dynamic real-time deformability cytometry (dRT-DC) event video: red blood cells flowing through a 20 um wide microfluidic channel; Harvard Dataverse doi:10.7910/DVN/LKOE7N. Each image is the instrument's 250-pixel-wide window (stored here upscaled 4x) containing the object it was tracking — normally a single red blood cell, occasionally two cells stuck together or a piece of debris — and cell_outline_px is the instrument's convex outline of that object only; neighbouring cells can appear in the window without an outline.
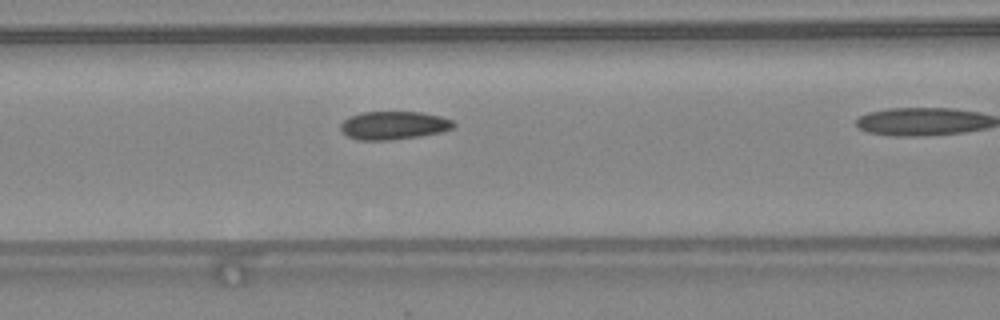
{"species": "common noctule bat (a hibernating species)", "species_latin": "Nyctalus noctula", "temperature_condition": "warm", "stored_images_in_passage": 19, "camera_frame_rate_fps": 3000, "um_per_image_px": 0.085, "animal": {"sex": "female", "body_mass_g": 24.6, "forearm_length_mm": 56.2}, "frame": {"image": 1, "passage_image": 16, "time_ms": 5.0, "image_size_px": [1000, 320], "cell_outline_px": [[456, 124], [452, 128], [440, 132], [420, 136], [388, 140], [356, 140], [348, 136], [340, 128], [340, 124], [348, 116], [364, 112], [420, 112], [440, 116], [452, 120]], "centroid_in_image_um": [33.44, 10.65], "position_along_channel_um": 133.2, "area_um2": 18.5}}